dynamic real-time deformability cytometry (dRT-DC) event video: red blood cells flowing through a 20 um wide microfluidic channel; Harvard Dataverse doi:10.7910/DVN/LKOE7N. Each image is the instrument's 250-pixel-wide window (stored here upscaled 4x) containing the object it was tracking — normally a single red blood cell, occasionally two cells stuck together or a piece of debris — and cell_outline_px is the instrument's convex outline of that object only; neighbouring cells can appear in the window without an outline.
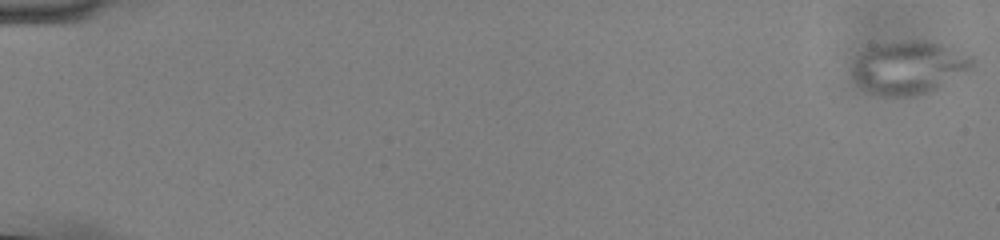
{"species": "common noctule bat (a hibernating species)", "species_latin": "Nyctalus noctula", "temperature_condition": "cold", "stored_images_in_passage": 56, "camera_frame_rate_fps": 3000, "um_per_image_px": 0.085, "animal": {"sex": "male", "body_mass_g": 13.0, "forearm_length_mm": 53.1}, "frame": {"image": 1, "passage_image": 1, "time_ms": 0.0, "image_size_px": [1000, 240], "cell_outline_px": [[976, 72], [936, 88], [924, 92], [908, 96], [884, 96], [868, 92], [856, 84], [852, 76], [852, 64], [856, 56], [860, 52], [872, 44], [896, 40], [916, 40], [940, 44], [972, 56], [976, 60]], "centroid_in_image_um": [77.28, 5.72], "position_along_channel_um": 7.7, "area_um2": 38.21}}
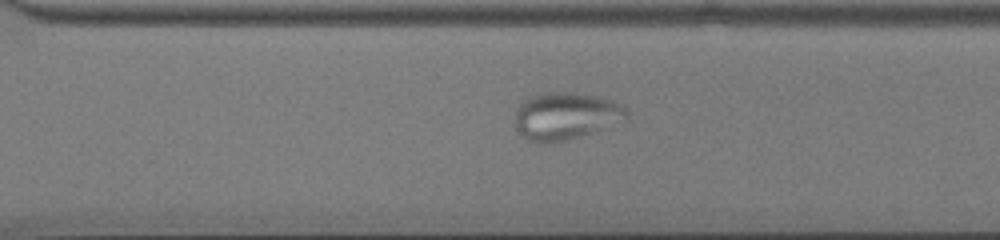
{"frame": {"image": 2, "passage_image": 41, "time_ms": 13.333, "image_size_px": [1000, 240], "cell_outline_px": [[628, 120], [592, 132], [564, 140], [536, 144], [528, 140], [516, 128], [516, 108], [524, 100], [532, 96], [548, 92], [568, 92], [592, 96], [612, 100], [620, 104], [628, 112]], "centroid_in_image_um": [48.09, 9.86], "position_along_channel_um": 322.5, "area_um2": 30.4}}
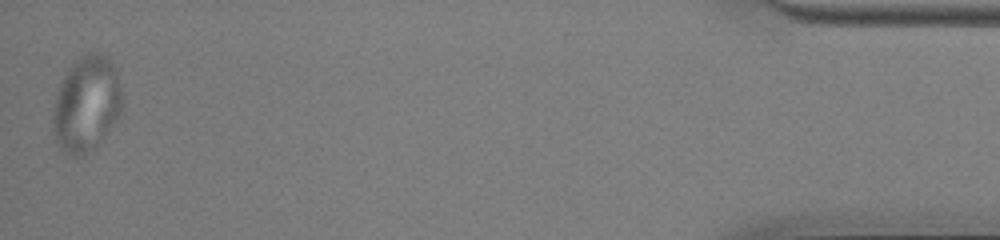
{"frame": {"image": 3, "passage_image": 56, "time_ms": 18.333, "image_size_px": [1000, 240], "cell_outline_px": [[124, 108], [116, 120], [96, 148], [80, 156], [68, 156], [60, 148], [52, 132], [52, 116], [56, 96], [60, 84], [68, 68], [84, 52], [100, 52], [108, 56], [116, 68], [120, 84], [124, 104]], "centroid_in_image_um": [7.37, 8.83], "position_along_channel_um": 427.8, "area_um2": 39.3}}